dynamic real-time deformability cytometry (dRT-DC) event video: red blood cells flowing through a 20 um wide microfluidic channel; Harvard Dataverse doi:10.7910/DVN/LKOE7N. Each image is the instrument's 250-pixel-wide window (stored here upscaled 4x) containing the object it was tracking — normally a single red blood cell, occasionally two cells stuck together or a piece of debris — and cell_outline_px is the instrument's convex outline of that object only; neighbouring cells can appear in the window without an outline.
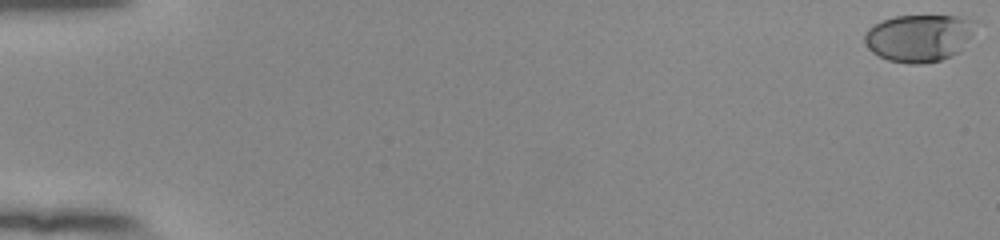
{"species": "human", "species_latin": "Homo sapiens", "temperature_condition": "room temperature", "stored_images_in_passage": 56, "camera_frame_rate_fps": 3000, "um_per_image_px": 0.085, "donor": {"sex": "female"}, "frame": {"image": 1, "passage_image": 1, "time_ms": 0.0, "image_size_px": [1000, 240], "cell_outline_px": [[976, 20], [960, 52], [952, 56], [940, 60], [920, 64], [908, 64], [888, 60], [872, 52], [868, 48], [864, 40], [864, 36], [868, 28], [880, 20], [896, 16], [956, 16]], "centroid_in_image_um": [78.06, 3.22], "position_along_channel_um": 6.9, "area_um2": 30.35}}
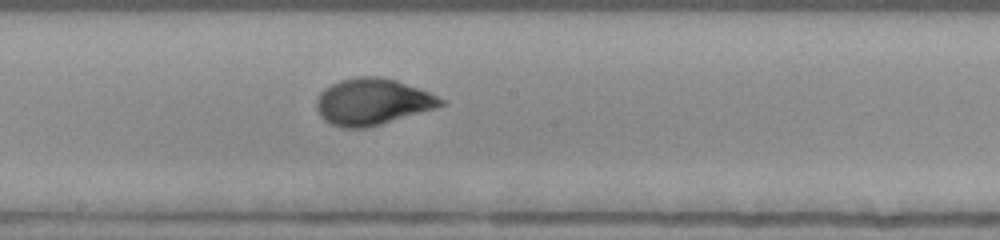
{"frame": {"image": 2, "passage_image": 32, "time_ms": 10.333, "image_size_px": [1000, 240], "cell_outline_px": [[448, 104], [436, 108], [380, 124], [364, 128], [340, 128], [324, 120], [320, 116], [316, 108], [316, 100], [320, 92], [324, 88], [340, 80], [356, 76], [380, 76], [396, 80], [428, 92], [444, 100]], "centroid_in_image_um": [31.63, 8.64], "position_along_channel_um": 216.6, "area_um2": 33.64}}
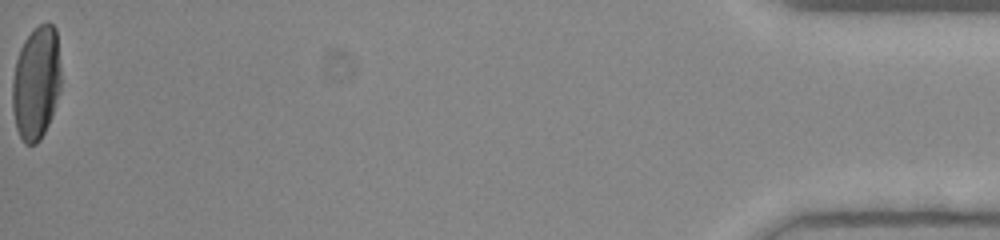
{"frame": {"image": 3, "passage_image": 56, "time_ms": 18.333, "image_size_px": [1000, 240], "cell_outline_px": [[60, 88], [48, 124], [40, 140], [36, 144], [24, 144], [16, 128], [12, 108], [12, 80], [16, 60], [20, 48], [24, 40], [40, 24], [48, 20], [56, 28], [60, 68]], "centroid_in_image_um": [3.06, 7.03], "position_along_channel_um": 432.1, "area_um2": 32.08}, "authors_computed_cell_mechanics": {"area_um2": 31.9634, "velocity_mm_per_s": 3.8342, "shape_relaxation_time_tau1_ms": 3.7269, "shape_relaxation_time_tau2_ms": null, "deformation_change_tau1": 0.1897, "deformation_change_tau2": null}}